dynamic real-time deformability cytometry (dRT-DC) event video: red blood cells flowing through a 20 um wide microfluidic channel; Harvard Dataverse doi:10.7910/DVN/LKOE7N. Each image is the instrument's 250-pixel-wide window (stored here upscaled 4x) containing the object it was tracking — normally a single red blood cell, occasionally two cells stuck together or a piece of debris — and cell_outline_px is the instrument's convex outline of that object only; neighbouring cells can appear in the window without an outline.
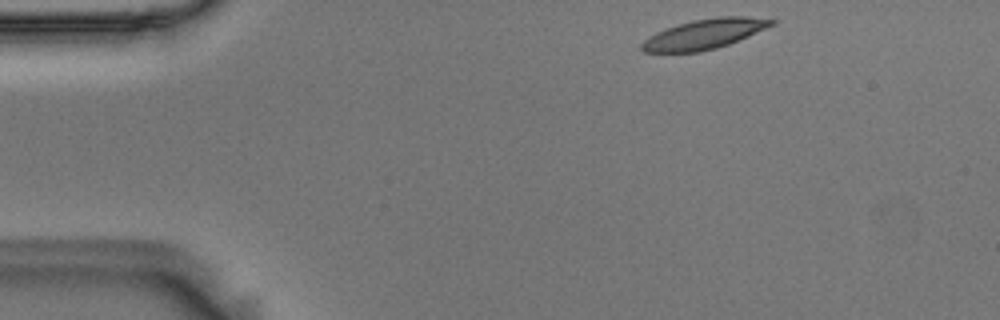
{"species": "Egyptian fruit bat (a non-hibernating species)", "species_latin": "Rousettus aegyptiacus", "temperature_condition": "room temperature", "stored_images_in_passage": 48, "camera_frame_rate_fps": 3000, "um_per_image_px": 0.085, "animal": {"sex": "male"}, "frame": {"image": 1, "passage_image": 1, "time_ms": 0.0, "image_size_px": [1000, 320], "cell_outline_px": [[776, 24], [728, 44], [716, 48], [700, 52], [644, 52], [640, 48], [640, 44], [648, 36], [656, 32], [692, 20], [716, 16], [744, 16], [776, 20]], "centroid_in_image_um": [59.86, 2.89], "position_along_channel_um": 25.1, "area_um2": 22.48}}
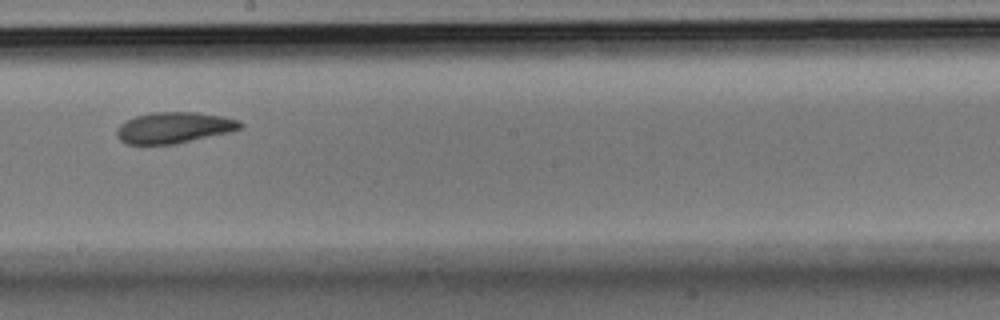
{"frame": {"image": 2, "passage_image": 24, "time_ms": 7.667, "image_size_px": [1000, 320], "cell_outline_px": [[244, 124], [240, 128], [232, 132], [176, 144], [128, 144], [120, 140], [116, 136], [116, 132], [120, 124], [136, 116], [152, 112], [196, 112], [220, 116], [240, 120]], "centroid_in_image_um": [14.82, 10.85], "position_along_channel_um": 233.4, "area_um2": 22.43}}
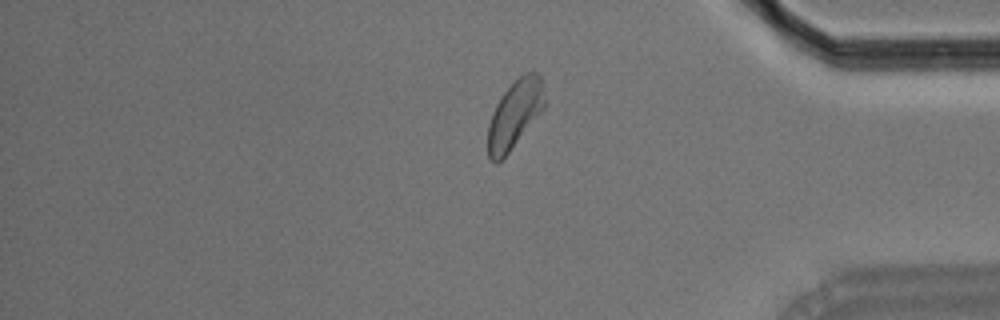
{"frame": {"image": 3, "passage_image": 39, "time_ms": 12.667, "image_size_px": [1000, 320], "cell_outline_px": [[544, 108], [508, 152], [496, 164], [488, 160], [488, 124], [492, 112], [496, 104], [504, 92], [524, 72], [536, 72], [540, 76], [544, 100]], "centroid_in_image_um": [43.72, 9.73], "position_along_channel_um": 391.5, "area_um2": 21.91}, "authors_computed_cell_mechanics": {"area_um2": 22.542, "velocity_mm_per_s": 3.621, "shape_relaxation_time_tau1_ms": 3.6596, "shape_relaxation_time_tau2_ms": 2.6994, "deformation_change_tau1": 0.1404, "deformation_change_tau2": 0.0829}}